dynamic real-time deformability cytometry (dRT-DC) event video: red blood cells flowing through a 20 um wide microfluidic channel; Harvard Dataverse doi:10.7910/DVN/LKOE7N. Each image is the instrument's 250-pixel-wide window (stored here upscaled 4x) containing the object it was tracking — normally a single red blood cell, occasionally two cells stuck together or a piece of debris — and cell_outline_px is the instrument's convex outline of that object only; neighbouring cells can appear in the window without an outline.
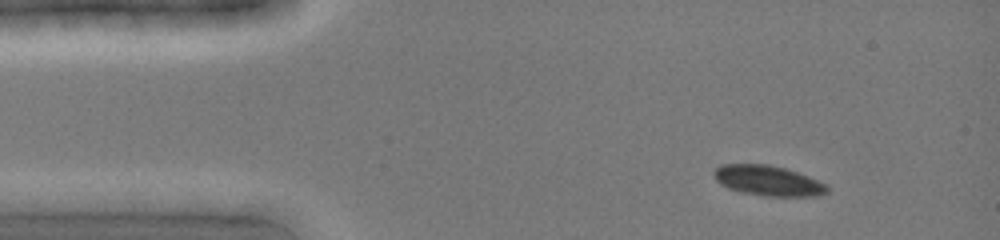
{"species": "common noctule bat (a hibernating species)", "species_latin": "Nyctalus noctula", "temperature_condition": "cold", "stored_images_in_passage": 4, "camera_frame_rate_fps": 3000, "um_per_image_px": 0.085, "animal": {"sex": "female", "body_mass_g": 19.0, "forearm_length_mm": 51.5}, "frame": {"image": 1, "passage_image": 1, "time_ms": 0.0, "image_size_px": [1000, 240], "cell_outline_px": [[828, 192], [820, 196], [764, 196], [740, 192], [728, 188], [720, 184], [716, 180], [712, 172], [720, 164], [768, 164], [784, 168], [808, 176], [828, 184]], "centroid_in_image_um": [65.28, 15.36], "position_along_channel_um": 19.7, "area_um2": 20.11}}